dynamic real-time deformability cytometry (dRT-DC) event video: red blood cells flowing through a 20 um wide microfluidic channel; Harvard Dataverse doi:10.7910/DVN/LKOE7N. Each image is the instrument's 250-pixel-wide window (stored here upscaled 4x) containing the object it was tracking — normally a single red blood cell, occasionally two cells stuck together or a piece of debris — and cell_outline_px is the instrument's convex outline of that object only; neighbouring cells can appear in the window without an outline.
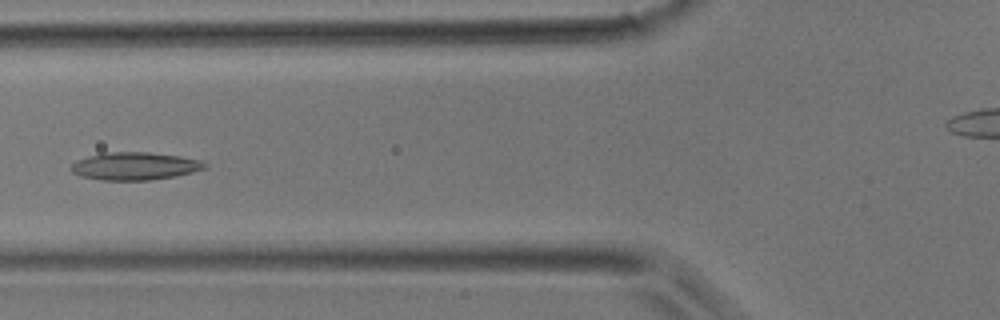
{"species": "common noctule bat (a hibernating species)", "species_latin": "Nyctalus noctula", "temperature_condition": "room temperature", "stored_images_in_passage": 36, "camera_frame_rate_fps": 3000, "um_per_image_px": 0.085, "animal": {"sex": "male", "body_mass_g": 17.9}, "frame": {"image": 1, "passage_image": 11, "time_ms": 3.333, "image_size_px": [1000, 320], "cell_outline_px": [[208, 168], [176, 176], [148, 180], [100, 180], [80, 176], [72, 172], [68, 168], [76, 160], [88, 156], [104, 152], [148, 152], [180, 156], [200, 160], [208, 164]], "centroid_in_image_um": [11.44, 14.12], "position_along_channel_um": 114.4, "area_um2": 21.79}}
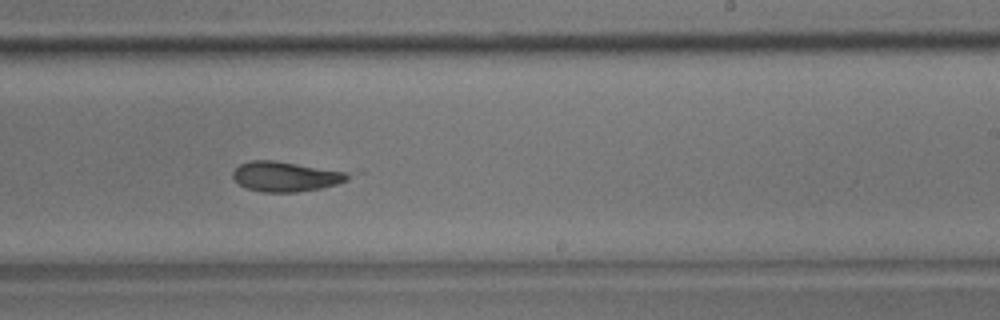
{"frame": {"image": 2, "passage_image": 20, "time_ms": 6.333, "image_size_px": [1000, 320], "cell_outline_px": [[364, 172], [348, 180], [336, 184], [320, 188], [296, 192], [260, 192], [244, 188], [232, 176], [232, 172], [240, 164], [252, 160], [276, 160]], "centroid_in_image_um": [24.49, 14.97], "position_along_channel_um": 264.5, "area_um2": 21.21}}
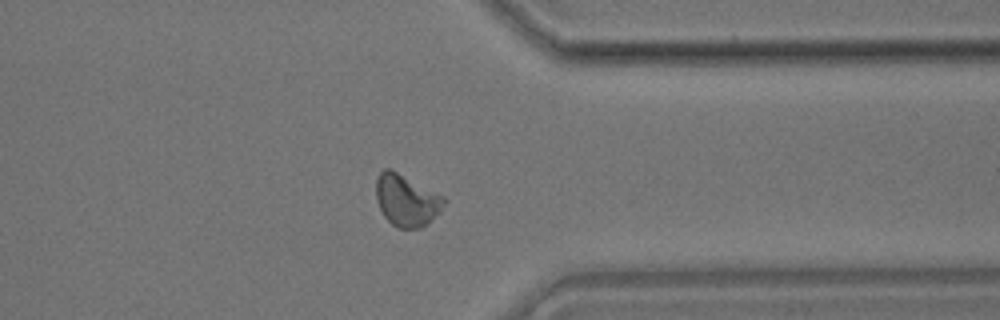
{"frame": {"image": 3, "passage_image": 27, "time_ms": 8.667, "image_size_px": [1000, 320], "cell_outline_px": [[448, 200], [440, 212], [428, 224], [420, 228], [396, 228], [384, 216], [376, 200], [376, 180], [380, 172], [384, 168], [392, 168], [444, 196]], "centroid_in_image_um": [34.57, 17.01], "position_along_channel_um": 376.8, "area_um2": 20.87}}